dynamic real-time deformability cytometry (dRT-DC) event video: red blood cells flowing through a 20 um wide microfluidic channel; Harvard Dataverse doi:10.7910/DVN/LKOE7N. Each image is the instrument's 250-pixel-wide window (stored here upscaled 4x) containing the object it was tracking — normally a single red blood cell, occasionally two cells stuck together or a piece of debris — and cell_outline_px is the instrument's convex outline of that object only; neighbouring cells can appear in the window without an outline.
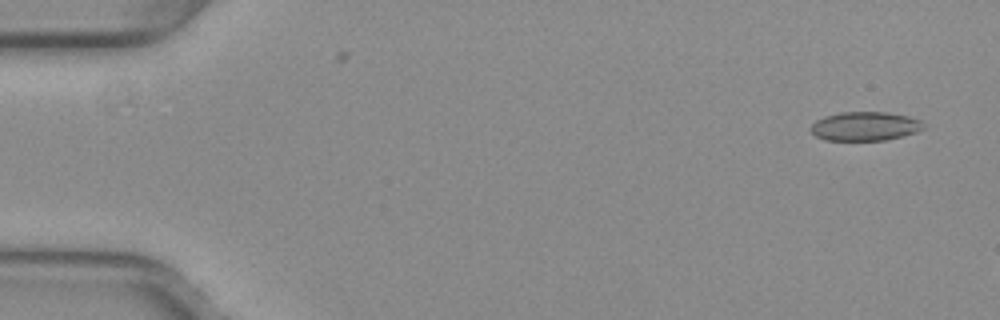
{"species": "common noctule bat (a hibernating species)", "species_latin": "Nyctalus noctula", "temperature_condition": "warm", "stored_images_in_passage": 8, "camera_frame_rate_fps": 3000, "um_per_image_px": 0.085, "animal": {"sex": "female", "body_mass_g": 29.2, "forearm_length_mm": 56.3}, "frame": {"image": 1, "passage_image": 1, "time_ms": 0.0, "image_size_px": [1000, 320], "cell_outline_px": [[924, 128], [916, 132], [884, 140], [824, 140], [816, 136], [812, 132], [812, 124], [816, 120], [824, 116], [840, 112], [884, 112], [908, 116], [920, 120], [924, 124]], "centroid_in_image_um": [73.51, 10.72], "position_along_channel_um": 11.5, "area_um2": 18.84}}